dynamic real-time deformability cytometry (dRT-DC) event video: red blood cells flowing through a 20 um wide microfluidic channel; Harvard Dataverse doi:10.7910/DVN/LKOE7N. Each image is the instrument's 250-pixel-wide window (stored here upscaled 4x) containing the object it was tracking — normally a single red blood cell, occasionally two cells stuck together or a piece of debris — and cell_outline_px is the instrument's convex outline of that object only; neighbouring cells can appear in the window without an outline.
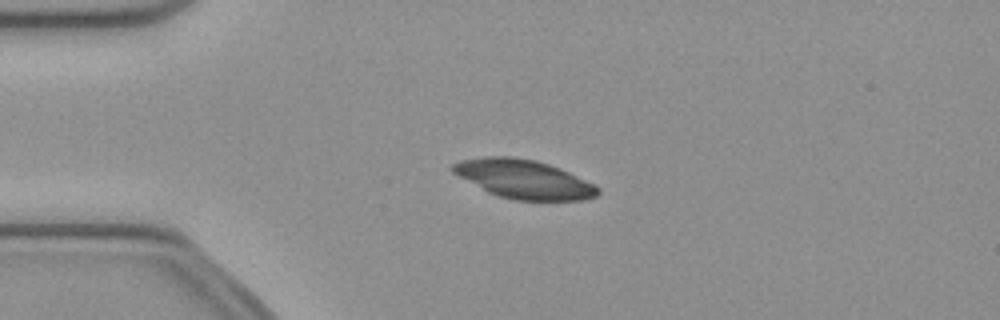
{"species": "common noctule bat (a hibernating species)", "species_latin": "Nyctalus noctula", "temperature_condition": "cold", "stored_images_in_passage": 45, "camera_frame_rate_fps": 3000, "um_per_image_px": 0.085, "animal": {"sex": "female", "body_mass_g": 21.9}, "frame": {"image": 1, "passage_image": 12, "time_ms": 3.667, "image_size_px": [1000, 320], "cell_outline_px": [[600, 192], [596, 196], [584, 200], [512, 200], [488, 192], [452, 172], [448, 168], [452, 164], [460, 160], [484, 156], [512, 156], [536, 160], [560, 168], [600, 188]], "centroid_in_image_um": [44.49, 15.21], "position_along_channel_um": 40.5, "area_um2": 32.66}}
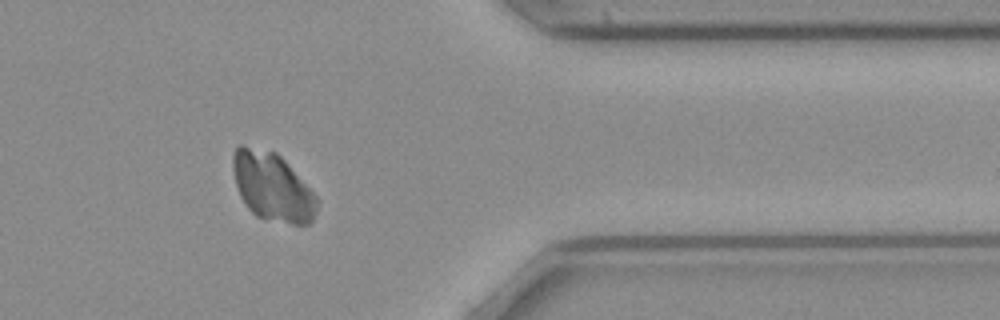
{"frame": {"image": 2, "passage_image": 42, "time_ms": 13.667, "image_size_px": [1000, 320], "cell_outline_px": [[316, 212], [312, 220], [308, 224], [292, 224], [256, 216], [244, 204], [240, 196], [236, 184], [232, 168], [232, 156], [236, 148], [240, 144], [276, 152], [284, 160], [316, 196]], "centroid_in_image_um": [23.11, 15.87], "position_along_channel_um": 388.3, "area_um2": 33.06}}